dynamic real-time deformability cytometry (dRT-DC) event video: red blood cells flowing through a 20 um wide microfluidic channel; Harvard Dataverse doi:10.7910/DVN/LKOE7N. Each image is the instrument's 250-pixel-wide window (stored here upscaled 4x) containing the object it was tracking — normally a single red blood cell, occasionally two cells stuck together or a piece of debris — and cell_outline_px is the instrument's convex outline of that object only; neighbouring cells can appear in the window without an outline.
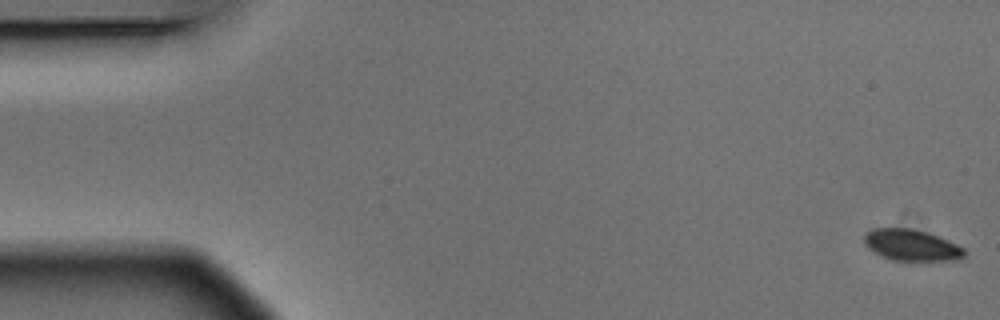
{"species": "Egyptian fruit bat (a non-hibernating species)", "species_latin": "Rousettus aegyptiacus", "temperature_condition": "warm", "stored_images_in_passage": 5, "camera_frame_rate_fps": 3000, "um_per_image_px": 0.085, "animal": {"sex": "male"}, "frame": {"image": 1, "passage_image": 1, "time_ms": 0.0, "image_size_px": [1000, 320], "cell_outline_px": [[964, 256], [960, 260], [892, 260], [880, 256], [868, 248], [864, 244], [864, 232], [872, 228], [912, 228], [928, 232], [956, 244], [964, 248]], "centroid_in_image_um": [77.43, 20.82], "position_along_channel_um": 7.6, "area_um2": 18.38}}
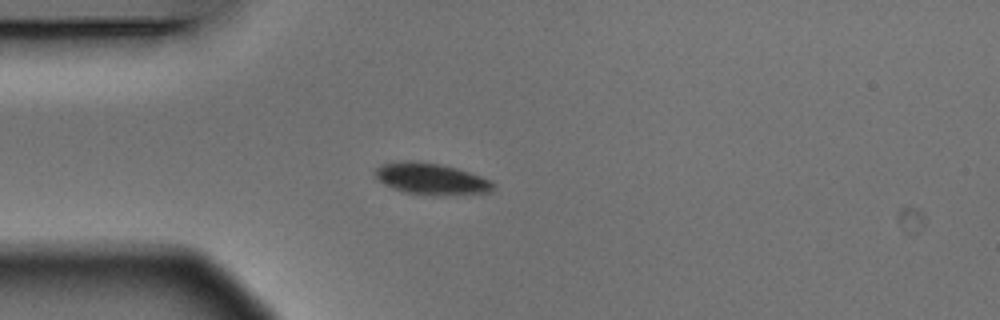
{"frame": {"image": 2, "passage_image": 5, "time_ms": 1.333, "image_size_px": [1000, 320], "cell_outline_px": [[496, 188], [492, 192], [440, 196], [436, 196], [404, 192], [392, 188], [384, 184], [372, 172], [376, 168], [384, 164], [408, 160], [412, 160], [440, 164], [456, 168], [492, 180], [496, 184]], "centroid_in_image_um": [36.7, 15.22], "position_along_channel_um": 48.3, "area_um2": 21.85}}